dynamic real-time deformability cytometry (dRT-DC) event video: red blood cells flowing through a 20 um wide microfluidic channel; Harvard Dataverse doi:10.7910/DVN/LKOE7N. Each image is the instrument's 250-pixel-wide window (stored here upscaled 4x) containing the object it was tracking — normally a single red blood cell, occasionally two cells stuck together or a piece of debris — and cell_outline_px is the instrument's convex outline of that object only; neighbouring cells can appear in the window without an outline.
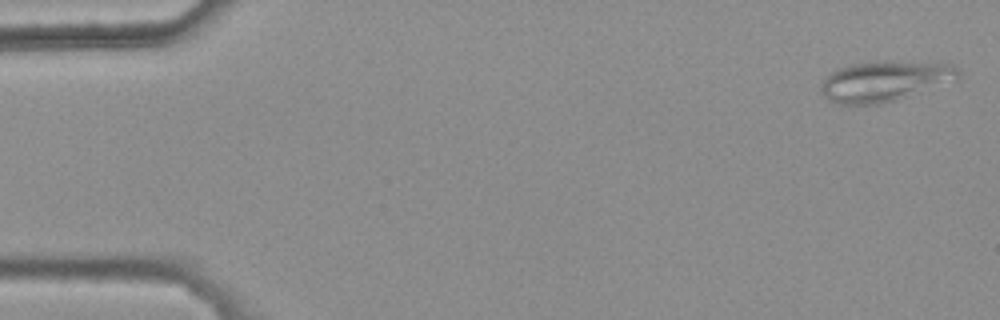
{"species": "common noctule bat (a hibernating species)", "species_latin": "Nyctalus noctula", "temperature_condition": "warm", "stored_images_in_passage": 5, "camera_frame_rate_fps": 3000, "um_per_image_px": 0.085, "animal": {"sex": "female", "body_mass_g": 25.1}, "frame": {"image": 1, "passage_image": 1, "time_ms": 0.0, "image_size_px": [1000, 320], "cell_outline_px": [[960, 80], [896, 100], [880, 104], [840, 104], [828, 100], [824, 96], [820, 88], [820, 84], [836, 68], [852, 64], [876, 60], [888, 60], [952, 64], [960, 68]], "centroid_in_image_um": [75.26, 6.88], "position_along_channel_um": 9.7, "area_um2": 32.95}}